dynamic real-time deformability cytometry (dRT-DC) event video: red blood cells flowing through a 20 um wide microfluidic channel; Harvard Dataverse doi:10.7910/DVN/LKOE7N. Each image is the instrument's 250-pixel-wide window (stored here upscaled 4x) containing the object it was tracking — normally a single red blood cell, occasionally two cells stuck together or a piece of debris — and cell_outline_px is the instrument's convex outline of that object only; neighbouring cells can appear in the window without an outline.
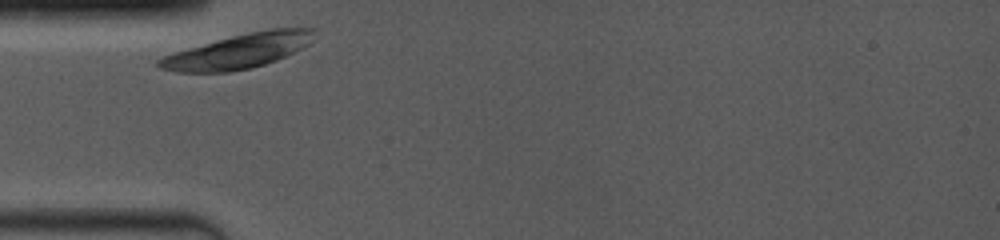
{"species": "common noctule bat (a hibernating species)", "species_latin": "Nyctalus noctula", "temperature_condition": "room temperature", "stored_images_in_passage": 1, "camera_frame_rate_fps": 4000, "um_per_image_px": 0.085, "animal": {"sex": "female", "body_mass_g": 19.0, "forearm_length_mm": 53.3}, "frame": {"image": 1, "passage_image": 1, "time_ms": 0.0, "image_size_px": [1000, 240], "cell_outline_px": [[316, 28], [312, 40], [308, 44], [276, 60], [252, 68], [228, 72], [176, 72], [156, 68], [156, 60], [164, 56], [188, 48], [232, 36], [248, 32], [268, 28]], "centroid_in_image_um": [20.24, 4.35], "position_along_channel_um": 64.8, "area_um2": 30.92}}